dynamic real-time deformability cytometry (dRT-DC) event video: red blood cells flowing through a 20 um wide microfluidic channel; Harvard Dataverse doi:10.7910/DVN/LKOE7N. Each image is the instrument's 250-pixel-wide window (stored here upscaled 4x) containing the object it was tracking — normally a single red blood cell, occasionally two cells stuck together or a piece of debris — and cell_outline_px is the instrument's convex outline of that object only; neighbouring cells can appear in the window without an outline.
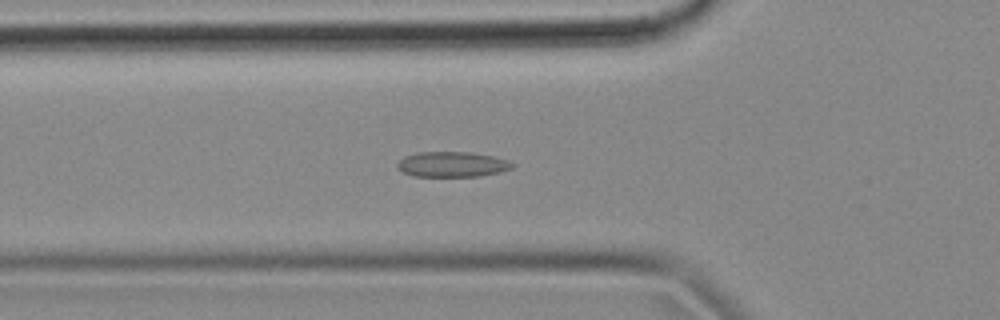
{"species": "common noctule bat (a hibernating species)", "species_latin": "Nyctalus noctula", "temperature_condition": "cold", "stored_images_in_passage": 48, "camera_frame_rate_fps": 3000, "um_per_image_px": 0.085, "animal": {"sex": "female", "body_mass_g": 18.4}, "frame": {"image": 1, "passage_image": 11, "time_ms": 3.333, "image_size_px": [1000, 320], "cell_outline_px": [[516, 164], [512, 168], [500, 172], [480, 176], [412, 176], [404, 172], [396, 164], [404, 156], [420, 152], [468, 152], [492, 156], [508, 160]], "centroid_in_image_um": [38.46, 13.97], "position_along_channel_um": 87.3, "area_um2": 16.82}}
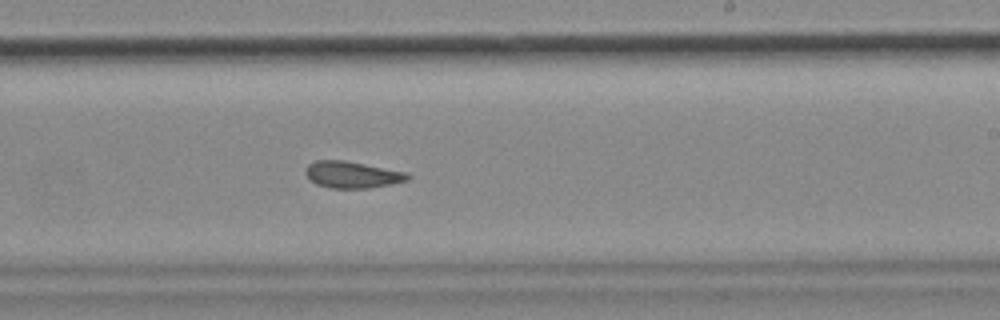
{"frame": {"image": 2, "passage_image": 25, "time_ms": 8.0, "image_size_px": [1000, 320], "cell_outline_px": [[412, 176], [408, 180], [392, 184], [368, 188], [328, 188], [316, 184], [308, 180], [304, 172], [308, 164], [316, 160], [344, 160], [408, 172]], "centroid_in_image_um": [29.92, 14.85], "position_along_channel_um": 259.1, "area_um2": 16.13}}
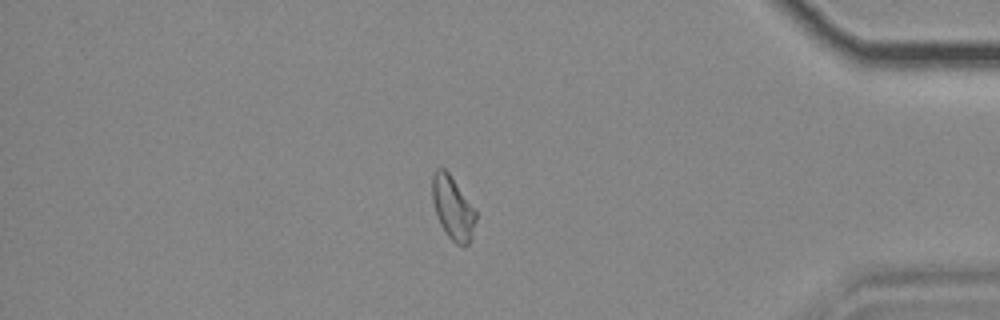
{"frame": {"image": 3, "passage_image": 39, "time_ms": 12.667, "image_size_px": [1000, 320], "cell_outline_px": [[476, 220], [472, 236], [468, 244], [456, 244], [448, 236], [440, 224], [432, 200], [432, 172], [436, 168], [444, 168], [448, 172], [476, 208]], "centroid_in_image_um": [38.49, 17.63], "position_along_channel_um": 396.7, "area_um2": 16.13}, "authors_computed_cell_mechanics": {"area_um2": 16.7331, "velocity_mm_per_s": 3.6847, "shape_relaxation_time_tau1_ms": null, "shape_relaxation_time_tau2_ms": 2.6144, "deformation_change_tau1": null, "deformation_change_tau2": 0.0979}}